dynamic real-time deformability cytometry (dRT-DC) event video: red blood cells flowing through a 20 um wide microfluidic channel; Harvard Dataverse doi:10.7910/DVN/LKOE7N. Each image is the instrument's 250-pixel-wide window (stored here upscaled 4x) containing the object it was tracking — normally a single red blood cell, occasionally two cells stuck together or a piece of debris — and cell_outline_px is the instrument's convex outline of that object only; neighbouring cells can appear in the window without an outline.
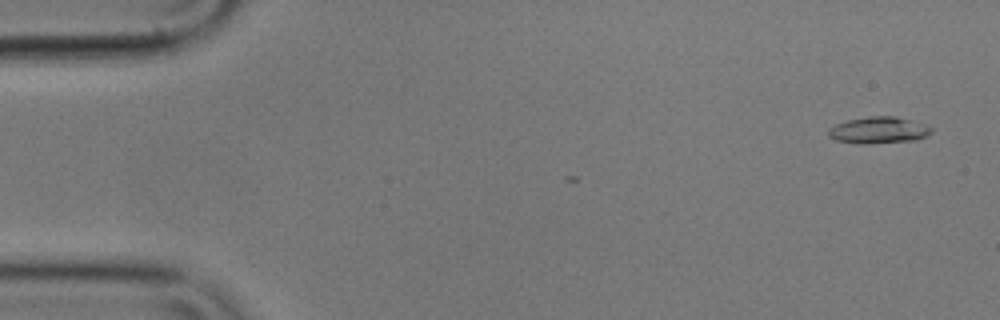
{"species": "common noctule bat (a hibernating species)", "species_latin": "Nyctalus noctula", "temperature_condition": "cold", "stored_images_in_passage": 2, "camera_frame_rate_fps": 3000, "um_per_image_px": 0.085, "animal": {"sex": "male", "body_mass_g": 17.9}, "frame": {"image": 1, "passage_image": 2, "time_ms": 0.333, "image_size_px": [1000, 320], "cell_outline_px": [[932, 132], [928, 136], [916, 140], [868, 144], [860, 144], [836, 140], [828, 136], [828, 128], [836, 124], [848, 120], [868, 116], [896, 116], [924, 124], [932, 128]], "centroid_in_image_um": [74.68, 11.07], "position_along_channel_um": 10.3, "area_um2": 16.07}}